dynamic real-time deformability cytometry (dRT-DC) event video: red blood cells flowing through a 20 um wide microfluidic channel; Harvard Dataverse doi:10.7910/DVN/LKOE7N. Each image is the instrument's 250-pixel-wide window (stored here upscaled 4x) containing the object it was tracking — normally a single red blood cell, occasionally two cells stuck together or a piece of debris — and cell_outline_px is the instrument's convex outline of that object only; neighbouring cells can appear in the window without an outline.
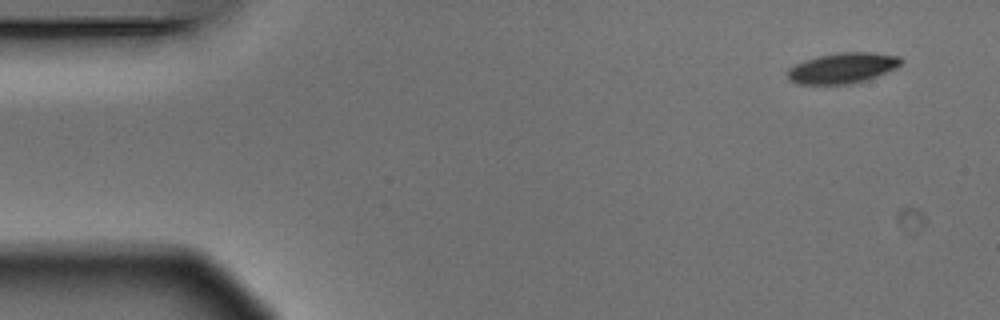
{"species": "Egyptian fruit bat (a non-hibernating species)", "species_latin": "Rousettus aegyptiacus", "temperature_condition": "warm", "stored_images_in_passage": 9, "camera_frame_rate_fps": 3000, "um_per_image_px": 0.085, "animal": {"sex": "male"}, "frame": {"image": 1, "passage_image": 1, "time_ms": 0.0, "image_size_px": [1000, 320], "cell_outline_px": [[904, 60], [896, 68], [876, 76], [864, 80], [848, 84], [796, 84], [788, 80], [788, 68], [804, 60], [820, 56], [840, 52], [872, 52], [900, 56]], "centroid_in_image_um": [71.61, 5.78], "position_along_channel_um": 13.4, "area_um2": 20.11}}
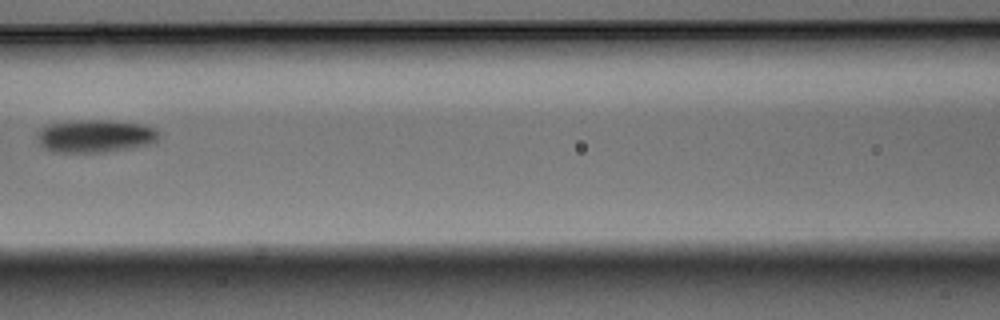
{"frame": {"image": 2, "passage_image": 6, "time_ms": 1.667, "image_size_px": [1000, 320], "cell_outline_px": [[160, 136], [156, 144], [104, 152], [52, 152], [44, 148], [40, 144], [36, 136], [36, 132], [40, 128], [48, 124], [76, 120], [112, 120], [144, 124], [156, 128], [160, 132]], "centroid_in_image_um": [8.14, 11.56], "position_along_channel_um": 158.5, "area_um2": 23.87}}
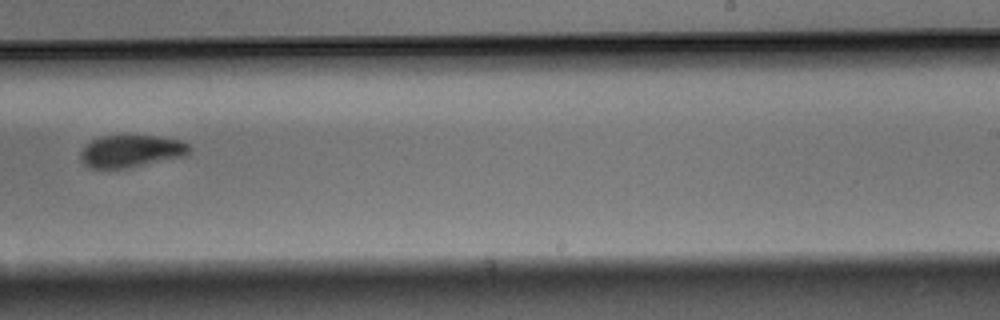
{"frame": {"image": 3, "passage_image": 9, "time_ms": 2.667, "image_size_px": [1000, 320], "cell_outline_px": [[192, 148], [188, 156], [124, 168], [92, 168], [84, 164], [80, 160], [80, 152], [84, 144], [100, 136], [156, 136], [180, 140], [188, 144]], "centroid_in_image_um": [11.15, 12.84], "position_along_channel_um": 277.9, "area_um2": 20.58}}